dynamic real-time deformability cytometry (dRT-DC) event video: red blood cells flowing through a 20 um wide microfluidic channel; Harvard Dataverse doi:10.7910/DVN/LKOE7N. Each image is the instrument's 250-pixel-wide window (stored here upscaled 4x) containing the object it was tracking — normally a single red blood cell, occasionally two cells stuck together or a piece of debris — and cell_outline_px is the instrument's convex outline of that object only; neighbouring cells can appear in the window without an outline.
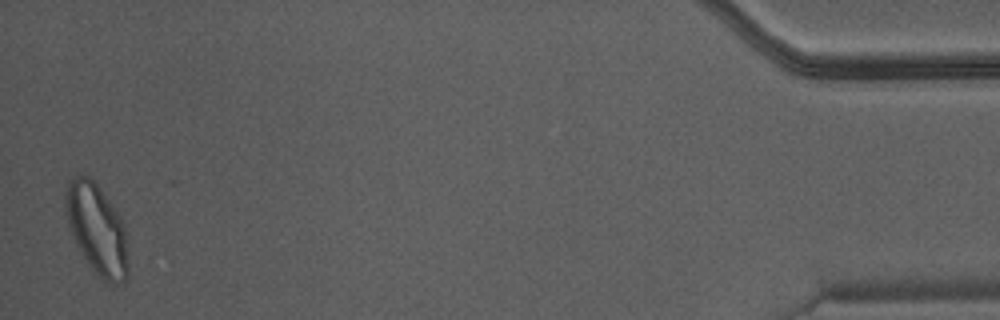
{"species": "Egyptian fruit bat (a non-hibernating species)", "species_latin": "Rousettus aegyptiacus", "temperature_condition": "warm", "stored_images_in_passage": 45, "camera_frame_rate_fps": 3000, "um_per_image_px": 0.085, "animal": {"sex": "male"}, "frame": {"image": 1, "passage_image": 45, "time_ms": 14.667, "image_size_px": [1000, 320], "cell_outline_px": [[128, 280], [124, 284], [112, 284], [104, 280], [92, 268], [84, 256], [68, 224], [64, 208], [64, 192], [68, 180], [76, 176], [88, 176], [100, 188], [112, 204], [120, 216], [124, 228], [128, 260]], "centroid_in_image_um": [8.24, 19.47], "position_along_channel_um": 427.0, "area_um2": 32.66}}